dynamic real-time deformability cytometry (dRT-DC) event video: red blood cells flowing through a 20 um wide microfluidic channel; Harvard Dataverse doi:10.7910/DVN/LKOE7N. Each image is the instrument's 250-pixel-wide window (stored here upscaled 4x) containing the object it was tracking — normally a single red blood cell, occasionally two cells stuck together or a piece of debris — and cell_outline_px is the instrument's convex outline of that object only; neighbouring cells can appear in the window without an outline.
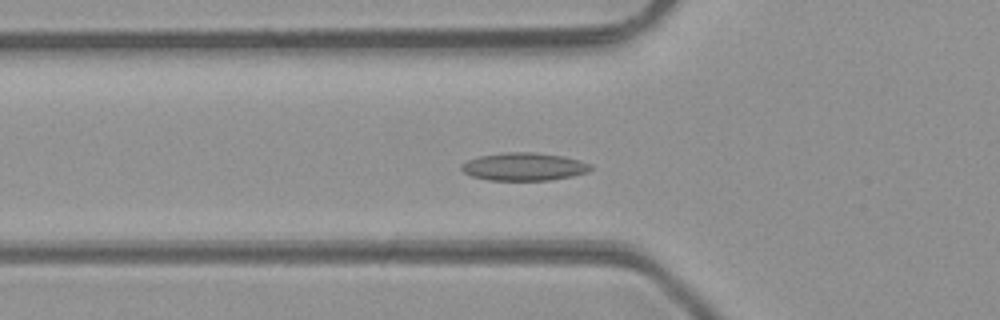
{"species": "common noctule bat (a hibernating species)", "species_latin": "Nyctalus noctula", "temperature_condition": "room temperature", "stored_images_in_passage": 26, "camera_frame_rate_fps": 3000, "um_per_image_px": 0.085, "animal": {"sex": "male", "body_mass_g": 23.1, "forearm_length_mm": 52.7}, "frame": {"image": 1, "passage_image": 5, "time_ms": 1.333, "image_size_px": [1000, 320], "cell_outline_px": [[592, 168], [588, 172], [572, 176], [548, 180], [488, 180], [472, 176], [464, 172], [460, 168], [460, 164], [468, 160], [480, 156], [504, 152], [532, 152], [564, 156], [580, 160], [592, 164]], "centroid_in_image_um": [44.55, 14.16], "position_along_channel_um": 81.3, "area_um2": 21.04}}
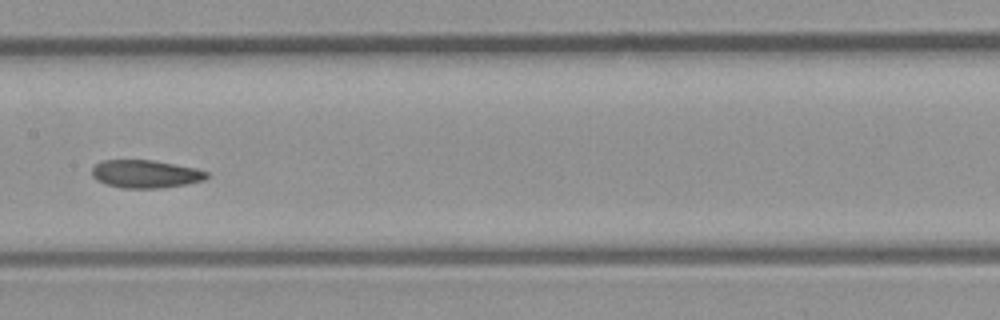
{"frame": {"image": 2, "passage_image": 13, "time_ms": 4.0, "image_size_px": [1000, 320], "cell_outline_px": [[208, 176], [204, 180], [188, 184], [160, 188], [120, 188], [104, 184], [96, 180], [92, 176], [92, 168], [96, 164], [104, 160], [152, 160], [196, 168], [208, 172]], "centroid_in_image_um": [12.36, 14.79], "position_along_channel_um": 195.0, "area_um2": 18.79}}
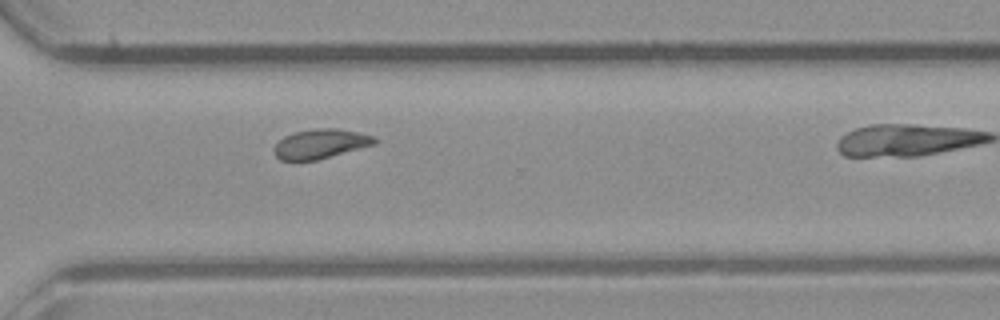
{"frame": {"image": 3, "passage_image": 23, "time_ms": 7.333, "image_size_px": [1000, 320], "cell_outline_px": [[376, 144], [316, 160], [280, 160], [276, 156], [276, 144], [284, 136], [296, 132], [320, 128], [336, 128], [360, 132], [376, 136]], "centroid_in_image_um": [27.3, 12.21], "position_along_channel_um": 343.3, "area_um2": 16.99}}